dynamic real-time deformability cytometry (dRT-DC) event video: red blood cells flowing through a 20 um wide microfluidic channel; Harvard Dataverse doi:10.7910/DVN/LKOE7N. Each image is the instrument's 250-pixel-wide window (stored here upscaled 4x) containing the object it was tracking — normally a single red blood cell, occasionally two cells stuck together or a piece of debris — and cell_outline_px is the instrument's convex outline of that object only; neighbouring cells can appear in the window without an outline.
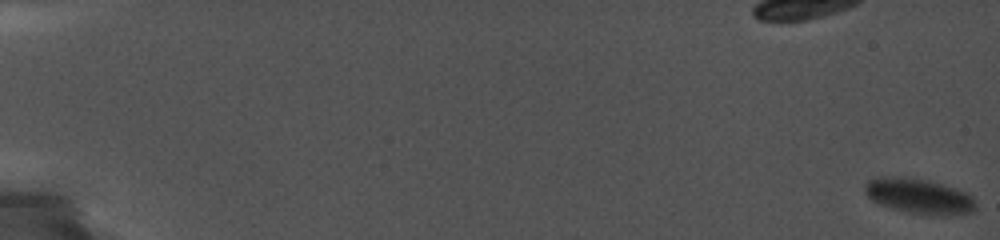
{"species": "common noctule bat (a hibernating species)", "species_latin": "Nyctalus noctula", "temperature_condition": "cold", "stored_images_in_passage": 29, "camera_frame_rate_fps": 5000, "um_per_image_px": 0.085, "animal": {"sex": "female", "body_mass_g": 19.0, "forearm_length_mm": 56.7}, "frame": {"image": 1, "passage_image": 1, "time_ms": 0.0, "image_size_px": [1000, 240], "cell_outline_px": [[976, 208], [972, 212], [952, 216], [936, 216], [908, 212], [892, 208], [880, 204], [872, 200], [864, 192], [864, 188], [868, 180], [884, 176], [892, 176], [924, 180], [956, 188], [968, 192], [972, 196], [976, 204]], "centroid_in_image_um": [78.16, 16.7], "position_along_channel_um": 6.8, "area_um2": 22.77}}
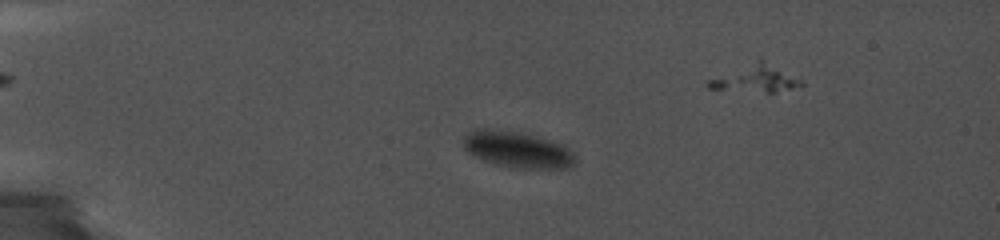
{"frame": {"image": 2, "passage_image": 17, "time_ms": 6.0, "image_size_px": [1000, 240], "cell_outline_px": [[576, 164], [568, 168], [516, 168], [496, 164], [480, 160], [472, 156], [464, 148], [464, 136], [468, 132], [476, 128], [488, 128], [512, 132], [552, 140], [564, 144], [572, 152], [576, 160]], "centroid_in_image_um": [43.97, 12.73], "position_along_channel_um": 41.0, "area_um2": 23.64}}